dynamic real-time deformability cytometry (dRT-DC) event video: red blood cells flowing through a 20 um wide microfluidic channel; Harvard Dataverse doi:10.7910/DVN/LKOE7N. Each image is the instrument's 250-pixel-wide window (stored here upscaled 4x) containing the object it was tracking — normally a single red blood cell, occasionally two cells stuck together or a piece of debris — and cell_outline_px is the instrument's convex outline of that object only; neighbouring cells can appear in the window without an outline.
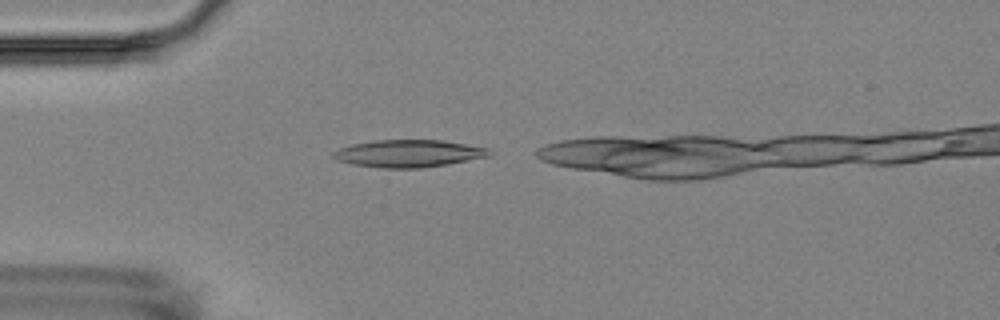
{"species": "Egyptian fruit bat (a non-hibernating species)", "species_latin": "Rousettus aegyptiacus", "temperature_condition": "room temperature", "stored_images_in_passage": 1, "camera_frame_rate_fps": 3000, "um_per_image_px": 0.085, "animal": {"sex": "female"}, "frame": {"image": 1, "passage_image": 1, "time_ms": 0.0, "image_size_px": [1000, 320], "cell_outline_px": [[492, 156], [448, 164], [420, 168], [380, 168], [352, 164], [336, 160], [332, 156], [332, 152], [340, 148], [352, 144], [372, 140], [444, 140], [488, 148], [492, 152]], "centroid_in_image_um": [34.74, 13.04], "position_along_channel_um": 50.3, "area_um2": 25.09}}